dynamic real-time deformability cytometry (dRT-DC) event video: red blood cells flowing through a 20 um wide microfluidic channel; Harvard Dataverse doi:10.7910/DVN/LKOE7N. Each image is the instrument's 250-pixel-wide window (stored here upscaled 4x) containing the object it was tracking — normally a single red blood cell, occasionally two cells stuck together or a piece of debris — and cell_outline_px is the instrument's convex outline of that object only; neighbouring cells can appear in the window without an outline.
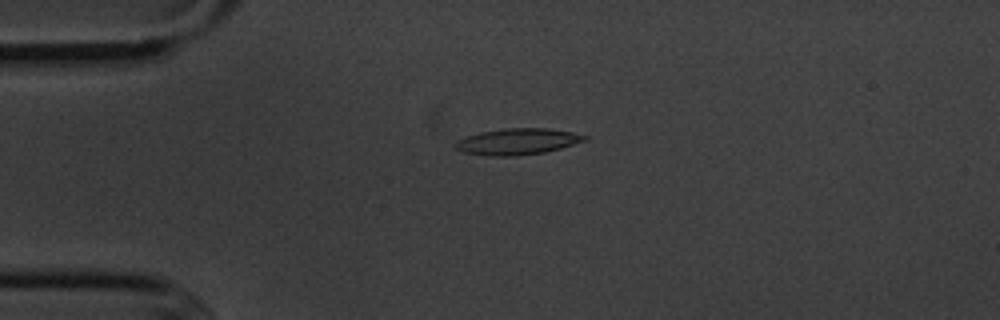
{"species": "common noctule bat (a hibernating species)", "species_latin": "Nyctalus noctula", "temperature_condition": "cold", "stored_images_in_passage": 3, "camera_frame_rate_fps": 3000, "um_per_image_px": 0.085, "animal": {"sex": "male", "body_mass_g": 20.1, "forearm_length_mm": 53.5}, "frame": {"image": 1, "passage_image": 2, "time_ms": 1.0, "image_size_px": [1000, 320], "cell_outline_px": [[588, 140], [560, 148], [544, 152], [516, 156], [492, 156], [464, 152], [456, 148], [452, 144], [456, 140], [480, 132], [504, 128], [548, 128], [572, 132], [588, 136]], "centroid_in_image_um": [43.99, 12.02], "position_along_channel_um": 41.0, "area_um2": 19.77}}